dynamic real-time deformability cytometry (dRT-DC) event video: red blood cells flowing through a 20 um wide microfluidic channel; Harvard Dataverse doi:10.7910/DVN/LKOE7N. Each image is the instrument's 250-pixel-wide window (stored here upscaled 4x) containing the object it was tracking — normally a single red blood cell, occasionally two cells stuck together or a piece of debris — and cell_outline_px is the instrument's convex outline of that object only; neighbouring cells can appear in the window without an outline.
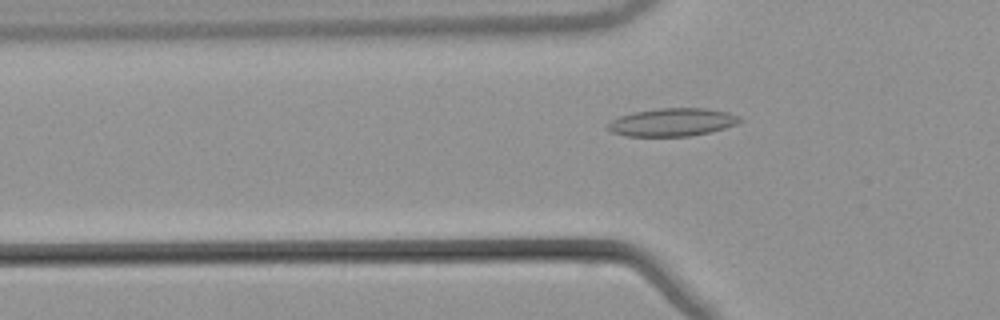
{"species": "common noctule bat (a hibernating species)", "species_latin": "Nyctalus noctula", "temperature_condition": "warm", "stored_images_in_passage": 53, "camera_frame_rate_fps": 3000, "um_per_image_px": 0.085, "animal": {"sex": "male", "body_mass_g": 21.5, "forearm_length_mm": 52.0}, "frame": {"image": 1, "passage_image": 18, "time_ms": 5.667, "image_size_px": [1000, 320], "cell_outline_px": [[744, 120], [736, 124], [724, 128], [708, 132], [688, 136], [624, 136], [612, 132], [608, 128], [608, 120], [632, 112], [660, 108], [708, 108], [728, 112], [740, 116]], "centroid_in_image_um": [57.14, 10.38], "position_along_channel_um": 68.7, "area_um2": 21.62}}
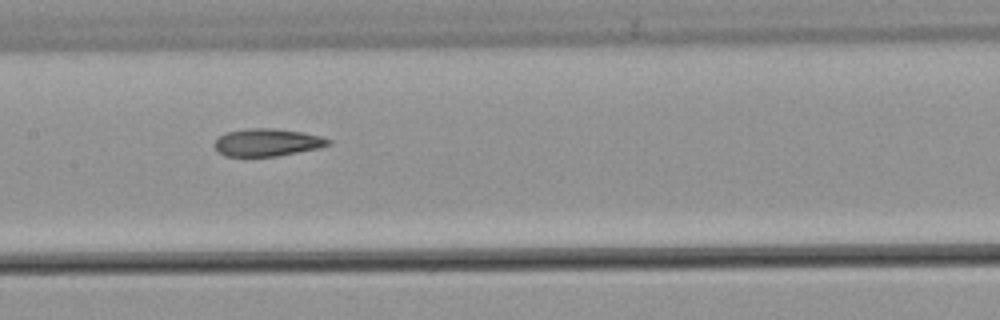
{"frame": {"image": 2, "passage_image": 27, "time_ms": 8.667, "image_size_px": [1000, 320], "cell_outline_px": [[332, 144], [320, 148], [276, 156], [224, 156], [216, 152], [212, 144], [224, 132], [244, 128], [276, 128], [304, 132], [320, 136], [332, 140]], "centroid_in_image_um": [22.69, 12.1], "position_along_channel_um": 184.7, "area_um2": 18.67}}
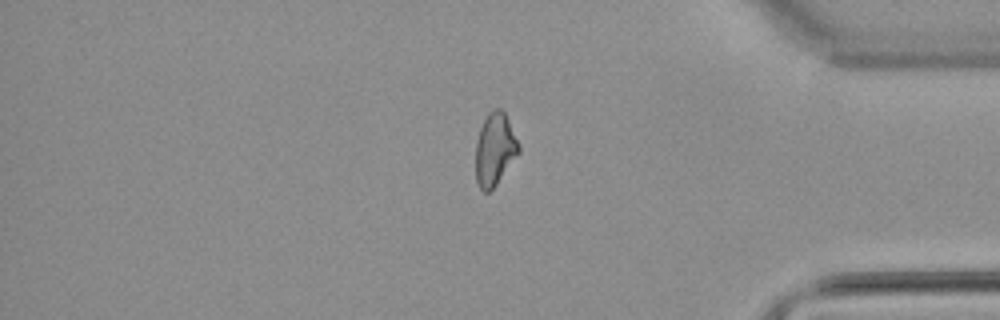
{"frame": {"image": 3, "passage_image": 45, "time_ms": 14.667, "image_size_px": [1000, 320], "cell_outline_px": [[520, 152], [496, 184], [488, 192], [484, 192], [480, 188], [476, 180], [476, 140], [480, 128], [488, 112], [492, 108], [500, 108], [504, 112], [520, 144]], "centroid_in_image_um": [42.06, 12.67], "position_along_channel_um": 393.1, "area_um2": 18.15}, "authors_computed_cell_mechanics": {"area_um2": 19.1318, "velocity_mm_per_s": 3.8684, "shape_relaxation_time_tau1_ms": null, "shape_relaxation_time_tau2_ms": 2.3071, "deformation_change_tau1": null, "deformation_change_tau2": 0.1014}}